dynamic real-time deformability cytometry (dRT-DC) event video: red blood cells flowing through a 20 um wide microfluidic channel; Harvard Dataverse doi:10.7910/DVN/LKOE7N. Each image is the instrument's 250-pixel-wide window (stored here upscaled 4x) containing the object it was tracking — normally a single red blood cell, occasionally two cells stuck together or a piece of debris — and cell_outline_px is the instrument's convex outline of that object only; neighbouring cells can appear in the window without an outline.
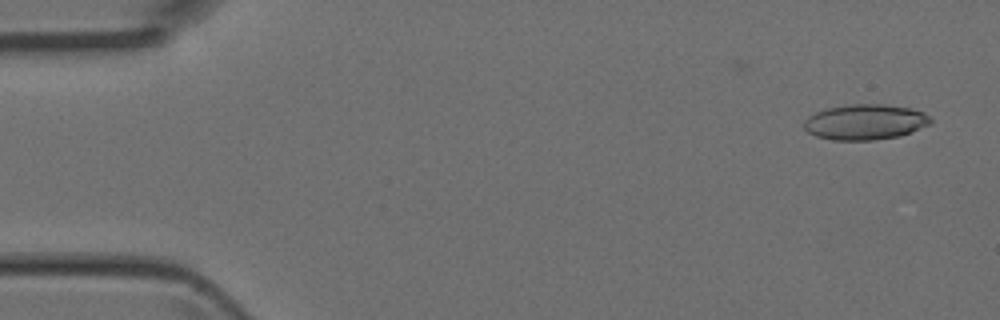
{"species": "Egyptian fruit bat (a non-hibernating species)", "species_latin": "Rousettus aegyptiacus", "temperature_condition": "room temperature", "stored_images_in_passage": 5, "camera_frame_rate_fps": 3000, "um_per_image_px": 0.085, "animal": {"sex": "female"}, "frame": {"image": 1, "passage_image": 1, "time_ms": 0.0, "image_size_px": [1000, 320], "cell_outline_px": [[932, 120], [928, 124], [900, 136], [872, 140], [832, 140], [816, 136], [808, 132], [804, 128], [804, 120], [808, 116], [816, 112], [828, 108], [852, 104], [884, 104], [908, 108], [924, 112]], "centroid_in_image_um": [73.5, 10.37], "position_along_channel_um": 11.5, "area_um2": 25.89}}
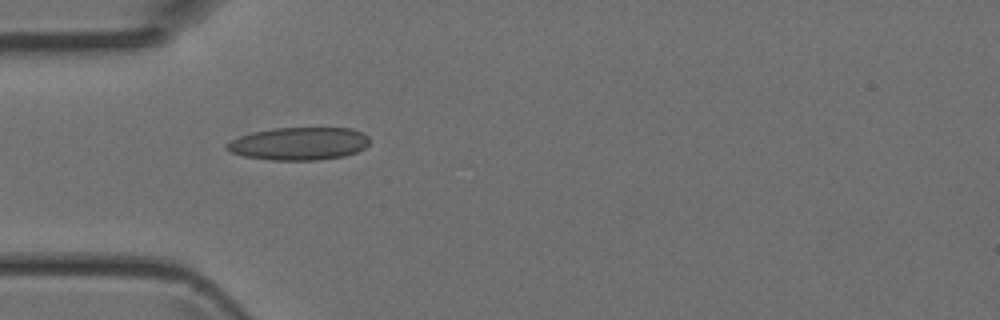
{"frame": {"image": 2, "passage_image": 4, "time_ms": 1.0, "image_size_px": [1000, 320], "cell_outline_px": [[368, 144], [364, 148], [356, 152], [344, 156], [316, 160], [272, 160], [244, 156], [232, 152], [224, 148], [224, 144], [240, 136], [252, 132], [276, 128], [352, 128], [368, 136]], "centroid_in_image_um": [25.4, 12.21], "position_along_channel_um": 59.6, "area_um2": 27.17}}
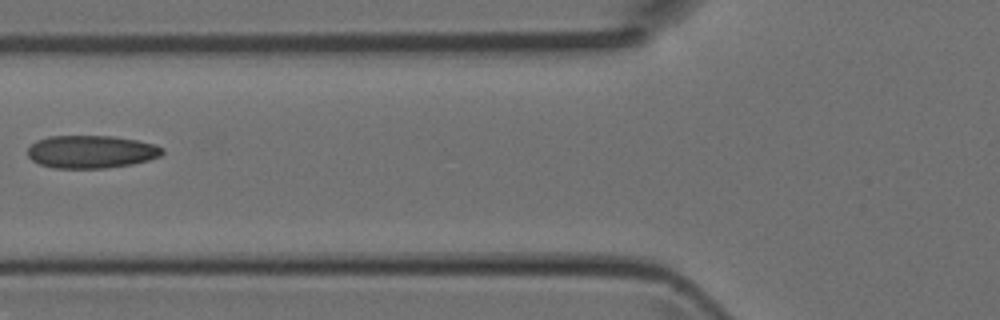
{"frame": {"image": 3, "passage_image": 5, "time_ms": 1.333, "image_size_px": [1000, 320], "cell_outline_px": [[164, 152], [160, 156], [148, 160], [132, 164], [108, 168], [52, 168], [40, 164], [32, 160], [28, 156], [28, 148], [36, 140], [48, 136], [112, 136], [136, 140], [152, 144], [164, 148]], "centroid_in_image_um": [7.74, 12.9], "position_along_channel_um": 118.1, "area_um2": 25.78}}